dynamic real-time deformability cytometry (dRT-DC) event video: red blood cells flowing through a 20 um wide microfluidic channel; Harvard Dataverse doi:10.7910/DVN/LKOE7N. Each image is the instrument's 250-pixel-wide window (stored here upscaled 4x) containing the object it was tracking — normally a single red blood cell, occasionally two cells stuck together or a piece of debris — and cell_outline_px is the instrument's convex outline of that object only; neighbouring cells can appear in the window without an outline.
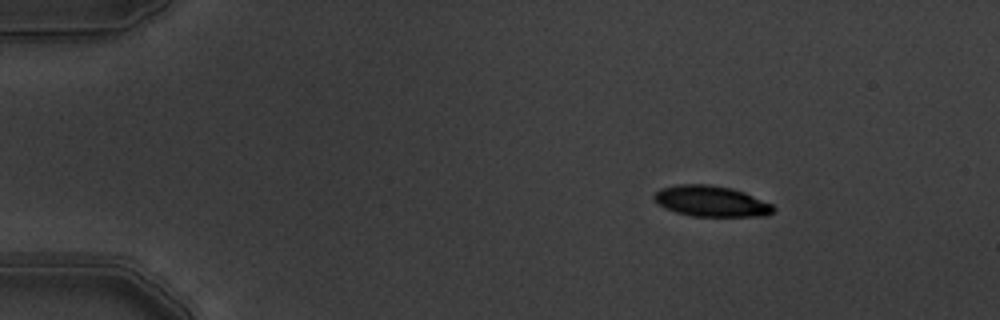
{"species": "common noctule bat (a hibernating species)", "species_latin": "Nyctalus noctula", "temperature_condition": "warm", "stored_images_in_passage": 6, "camera_frame_rate_fps": 3000, "um_per_image_px": 0.085, "animal": {"sex": "male", "body_mass_g": 19.5, "forearm_length_mm": 54.6}, "frame": {"image": 1, "passage_image": 1, "time_ms": 0.0, "image_size_px": [1000, 320], "cell_outline_px": [[776, 208], [768, 216], [692, 216], [676, 212], [664, 208], [652, 196], [660, 188], [676, 184], [708, 184], [732, 188], [744, 192], [772, 204]], "centroid_in_image_um": [60.45, 17.1], "position_along_channel_um": 24.5, "area_um2": 21.44}}
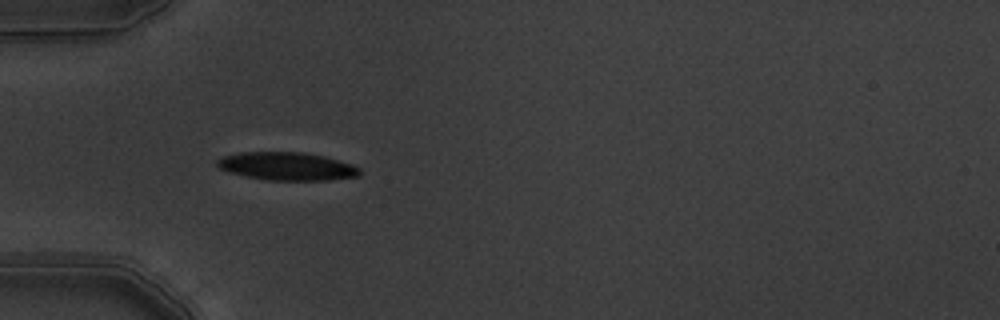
{"frame": {"image": 2, "passage_image": 4, "time_ms": 1.0, "image_size_px": [1000, 320], "cell_outline_px": [[360, 176], [328, 180], [264, 180], [228, 172], [220, 168], [216, 164], [216, 160], [224, 156], [240, 152], [304, 152], [324, 156], [352, 164], [360, 168]], "centroid_in_image_um": [24.39, 14.13], "position_along_channel_um": 60.6, "area_um2": 23.35}}
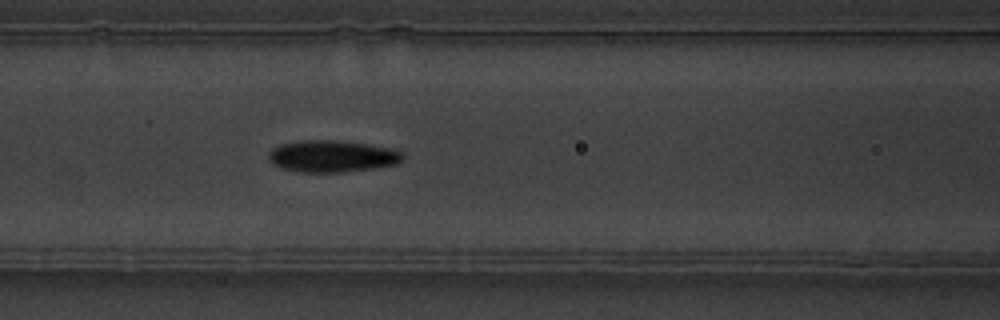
{"frame": {"image": 3, "passage_image": 6, "time_ms": 1.667, "image_size_px": [1000, 320], "cell_outline_px": [[404, 160], [396, 164], [372, 168], [344, 172], [300, 172], [284, 168], [268, 160], [268, 156], [272, 148], [280, 144], [300, 140], [336, 140], [368, 144], [396, 148], [404, 152]], "centroid_in_image_um": [28.29, 13.26], "position_along_channel_um": 138.3, "area_um2": 25.03}}